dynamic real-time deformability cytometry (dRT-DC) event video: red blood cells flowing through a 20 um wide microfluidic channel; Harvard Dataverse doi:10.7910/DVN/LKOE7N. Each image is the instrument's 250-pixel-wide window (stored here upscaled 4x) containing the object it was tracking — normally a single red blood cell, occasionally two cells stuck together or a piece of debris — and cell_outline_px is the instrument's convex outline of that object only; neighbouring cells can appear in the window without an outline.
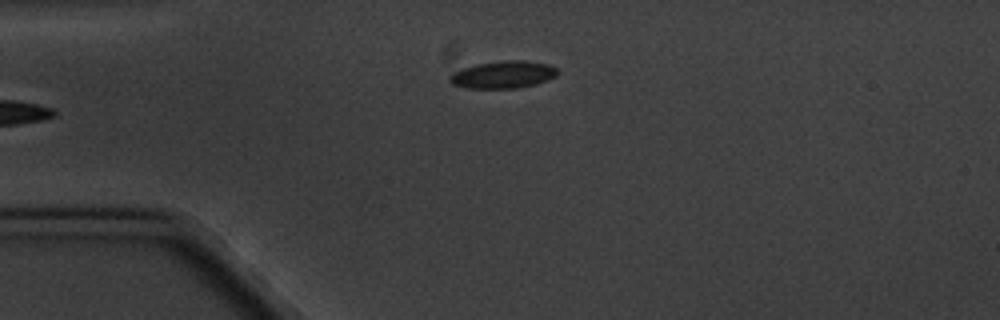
{"species": "common noctule bat (a hibernating species)", "species_latin": "Nyctalus noctula", "temperature_condition": "cold", "stored_images_in_passage": 4, "camera_frame_rate_fps": 3000, "um_per_image_px": 0.085, "animal": {"sex": "male", "body_mass_g": 20.1, "forearm_length_mm": 53.5}, "frame": {"image": 1, "passage_image": 4, "time_ms": 3.667, "image_size_px": [1000, 320], "cell_outline_px": [[560, 72], [556, 76], [548, 80], [536, 84], [516, 88], [468, 88], [452, 84], [448, 80], [448, 76], [452, 72], [476, 64], [504, 60], [524, 60], [548, 64], [556, 68]], "centroid_in_image_um": [42.77, 6.34], "position_along_channel_um": 42.2, "area_um2": 17.28}}